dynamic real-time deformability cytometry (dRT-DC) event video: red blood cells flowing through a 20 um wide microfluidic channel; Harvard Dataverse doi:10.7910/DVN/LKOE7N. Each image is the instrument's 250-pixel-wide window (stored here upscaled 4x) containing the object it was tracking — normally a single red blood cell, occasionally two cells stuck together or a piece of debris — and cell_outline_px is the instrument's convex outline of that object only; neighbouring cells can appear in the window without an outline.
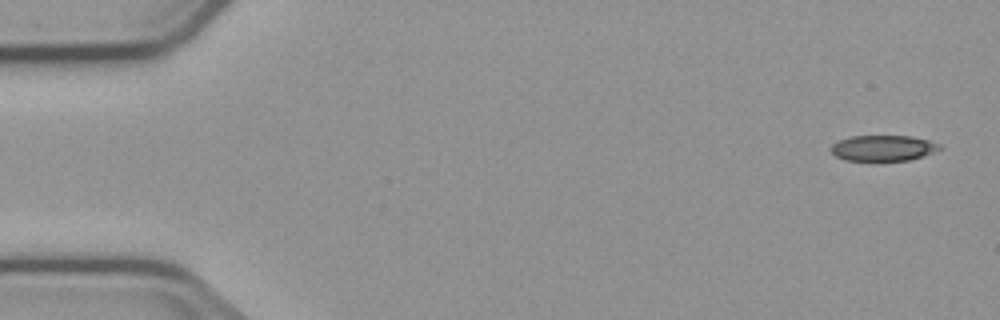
{"species": "common noctule bat (a hibernating species)", "species_latin": "Nyctalus noctula", "temperature_condition": "cold", "stored_images_in_passage": 5, "camera_frame_rate_fps": 3000, "um_per_image_px": 0.085, "animal": {"sex": "male", "body_mass_g": 23.1, "forearm_length_mm": 52.7}, "frame": {"image": 1, "passage_image": 1, "time_ms": 0.0, "image_size_px": [1000, 320], "cell_outline_px": [[944, 148], [908, 160], [844, 160], [836, 156], [828, 148], [832, 144], [840, 140], [852, 136], [912, 136], [928, 140], [940, 144]], "centroid_in_image_um": [75.05, 12.57], "position_along_channel_um": 10.0, "area_um2": 16.13}}
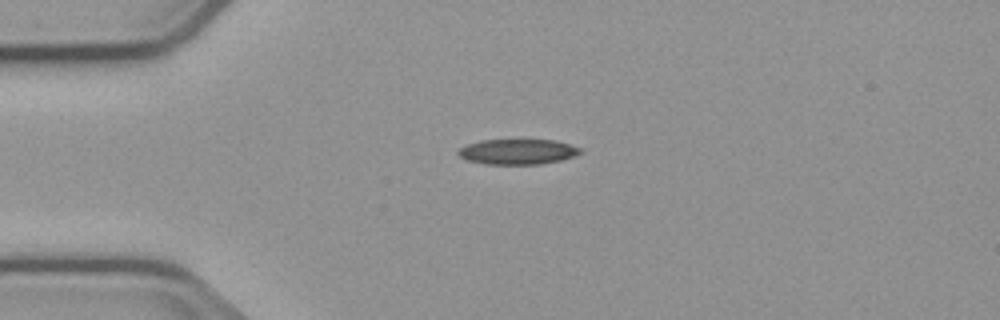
{"frame": {"image": 2, "passage_image": 4, "time_ms": 3.667, "image_size_px": [1000, 320], "cell_outline_px": [[584, 152], [576, 156], [560, 160], [540, 164], [484, 164], [468, 160], [460, 156], [456, 152], [464, 144], [480, 140], [556, 140], [580, 148]], "centroid_in_image_um": [43.99, 12.89], "position_along_channel_um": 41.0, "area_um2": 18.09}}
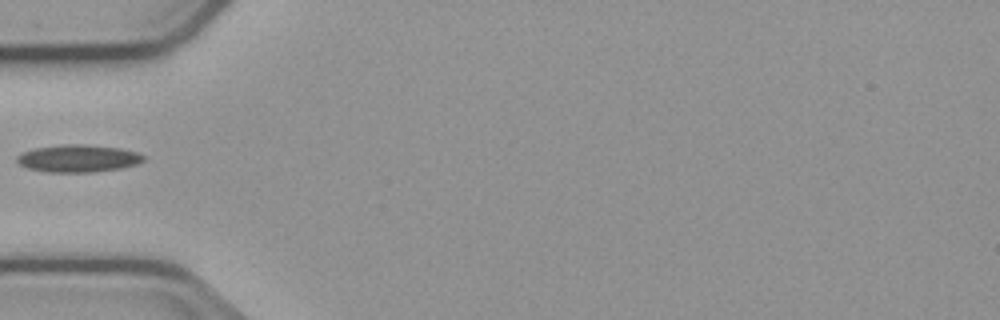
{"frame": {"image": 3, "passage_image": 5, "time_ms": 5.333, "image_size_px": [1000, 320], "cell_outline_px": [[144, 160], [136, 164], [120, 168], [92, 172], [48, 172], [28, 168], [20, 164], [16, 160], [16, 156], [24, 152], [36, 148], [68, 144], [84, 144], [120, 148], [136, 152], [144, 156]], "centroid_in_image_um": [6.64, 13.46], "position_along_channel_um": 78.4, "area_um2": 19.94}}